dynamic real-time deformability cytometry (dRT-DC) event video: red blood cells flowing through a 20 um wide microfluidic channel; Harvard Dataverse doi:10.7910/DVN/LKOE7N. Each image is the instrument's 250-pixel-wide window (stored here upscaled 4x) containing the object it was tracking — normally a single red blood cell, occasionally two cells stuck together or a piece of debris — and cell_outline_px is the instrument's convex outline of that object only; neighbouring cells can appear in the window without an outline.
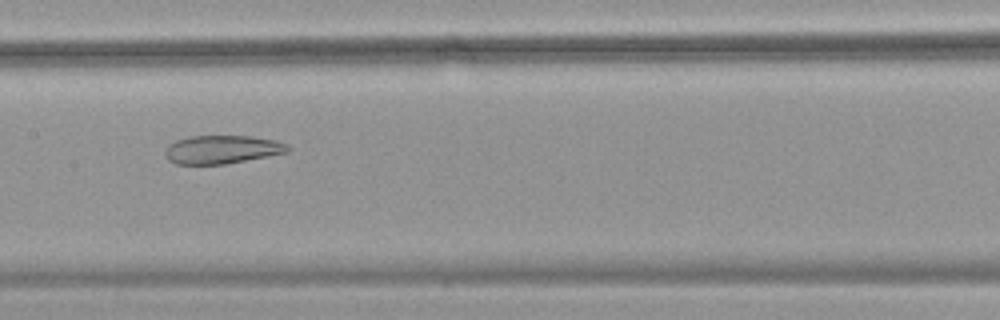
{"species": "common noctule bat (a hibernating species)", "species_latin": "Nyctalus noctula", "temperature_condition": "warm", "stored_images_in_passage": 55, "camera_frame_rate_fps": 3000, "um_per_image_px": 0.085, "animal": {"sex": "female", "body_mass_g": 18.4}, "frame": {"image": 1, "passage_image": 28, "time_ms": 9.0, "image_size_px": [1000, 320], "cell_outline_px": [[292, 148], [288, 152], [268, 156], [224, 164], [176, 164], [168, 160], [164, 156], [164, 148], [168, 144], [176, 140], [188, 136], [252, 136], [276, 140], [288, 144]], "centroid_in_image_um": [18.85, 12.7], "position_along_channel_um": 188.5, "area_um2": 20.52}}
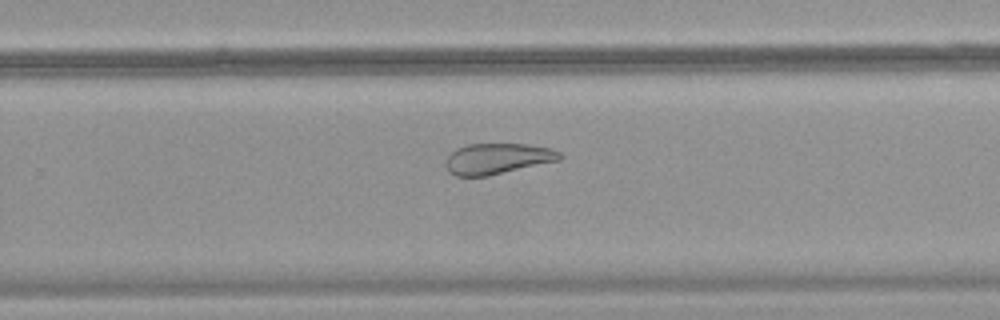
{"frame": {"image": 2, "passage_image": 36, "time_ms": 11.667, "image_size_px": [1000, 320], "cell_outline_px": [[564, 156], [560, 160], [488, 176], [456, 176], [448, 172], [444, 164], [448, 156], [456, 148], [468, 144], [528, 144], [548, 148], [560, 152]], "centroid_in_image_um": [42.27, 13.49], "position_along_channel_um": 287.5, "area_um2": 20.52}}
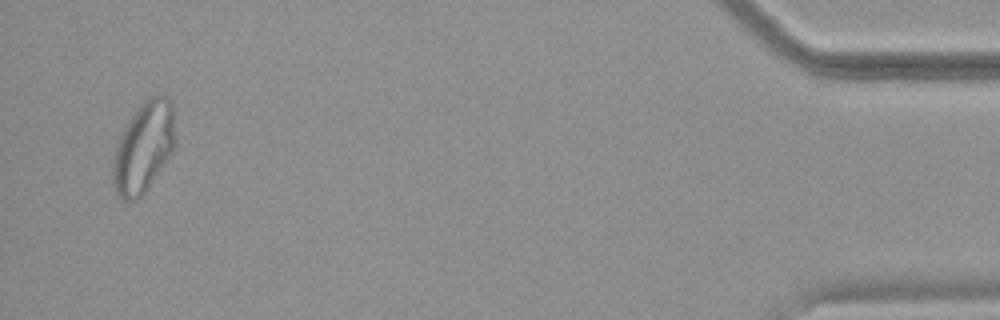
{"frame": {"image": 3, "passage_image": 53, "time_ms": 17.333, "image_size_px": [1000, 320], "cell_outline_px": [[176, 144], [172, 152], [148, 188], [136, 200], [124, 200], [116, 192], [112, 184], [112, 160], [120, 136], [128, 120], [140, 104], [148, 96], [168, 96], [172, 100], [176, 140]], "centroid_in_image_um": [12.22, 12.5], "position_along_channel_um": 423.0, "area_um2": 33.06}, "authors_computed_cell_mechanics": {"area_um2": 29.7092, "velocity_mm_per_s": 3.7304, "shape_relaxation_time_tau1_ms": null, "shape_relaxation_time_tau2_ms": 2.4117, "deformation_change_tau1": null, "deformation_change_tau2": 0.1036}}